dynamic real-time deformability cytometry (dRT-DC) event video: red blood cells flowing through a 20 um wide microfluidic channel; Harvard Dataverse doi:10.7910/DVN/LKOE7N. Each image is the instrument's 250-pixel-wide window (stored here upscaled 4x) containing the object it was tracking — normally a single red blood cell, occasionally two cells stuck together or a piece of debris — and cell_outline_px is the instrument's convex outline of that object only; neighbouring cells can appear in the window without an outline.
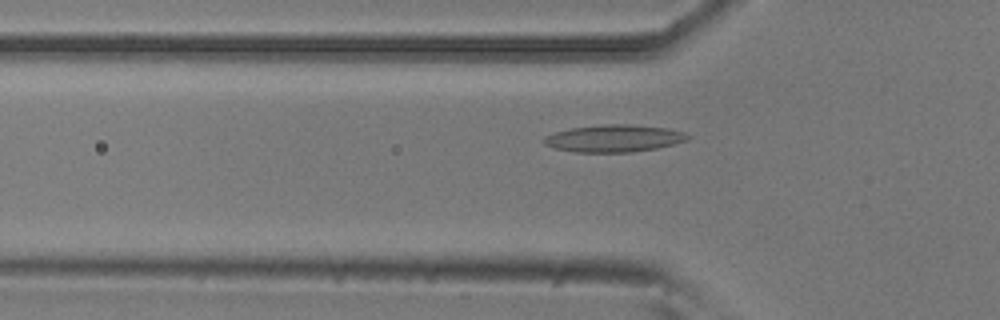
{"species": "common noctule bat (a hibernating species)", "species_latin": "Nyctalus noctula", "temperature_condition": "room temperature", "stored_images_in_passage": 53, "camera_frame_rate_fps": 3000, "um_per_image_px": 0.085, "animal": {"sex": "male", "body_mass_g": 20.5, "forearm_length_mm": 52.5}, "frame": {"image": 1, "passage_image": 17, "time_ms": 5.333, "image_size_px": [1000, 320], "cell_outline_px": [[692, 136], [688, 140], [656, 148], [632, 152], [576, 152], [556, 148], [544, 144], [540, 140], [556, 132], [572, 128], [604, 124], [632, 124], [668, 128], [684, 132]], "centroid_in_image_um": [52.23, 11.75], "position_along_channel_um": 73.6, "area_um2": 22.72}}
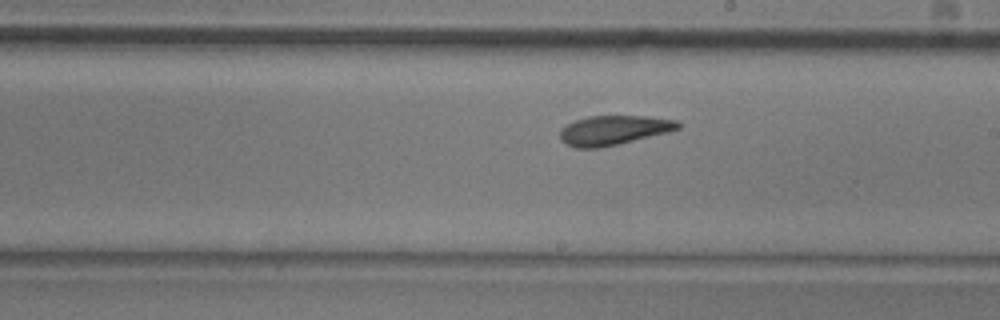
{"frame": {"image": 2, "passage_image": 30, "time_ms": 9.667, "image_size_px": [1000, 320], "cell_outline_px": [[680, 128], [668, 132], [600, 148], [576, 148], [560, 140], [560, 128], [576, 120], [588, 116], [648, 116], [676, 120], [680, 124]], "centroid_in_image_um": [52.14, 11.06], "position_along_channel_um": 236.9, "area_um2": 20.11}}
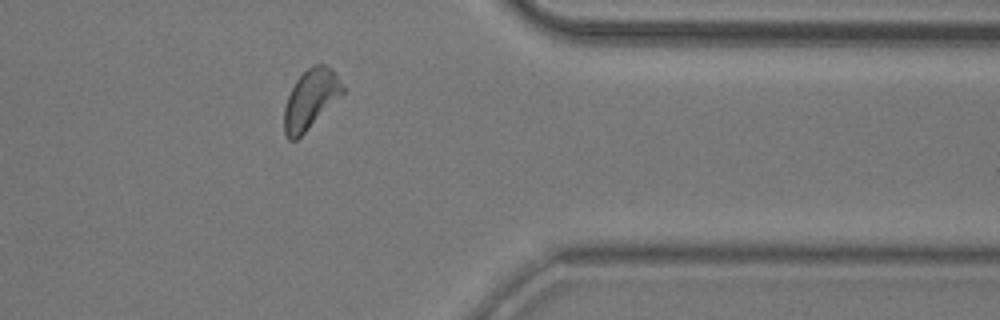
{"frame": {"image": 3, "passage_image": 43, "time_ms": 14.0, "image_size_px": [1000, 320], "cell_outline_px": [[348, 88], [296, 140], [288, 140], [284, 132], [284, 108], [288, 96], [296, 80], [312, 64], [324, 64], [332, 68]], "centroid_in_image_um": [26.43, 8.39], "position_along_channel_um": 385.0, "area_um2": 20.11}, "authors_computed_cell_mechanics": {"area_um2": 20.3456, "velocity_mm_per_s": 3.7491, "shape_relaxation_time_tau1_ms": 7.4056, "shape_relaxation_time_tau2_ms": 6.4179, "deformation_change_tau1": 0.1414, "deformation_change_tau2": 0.165}}